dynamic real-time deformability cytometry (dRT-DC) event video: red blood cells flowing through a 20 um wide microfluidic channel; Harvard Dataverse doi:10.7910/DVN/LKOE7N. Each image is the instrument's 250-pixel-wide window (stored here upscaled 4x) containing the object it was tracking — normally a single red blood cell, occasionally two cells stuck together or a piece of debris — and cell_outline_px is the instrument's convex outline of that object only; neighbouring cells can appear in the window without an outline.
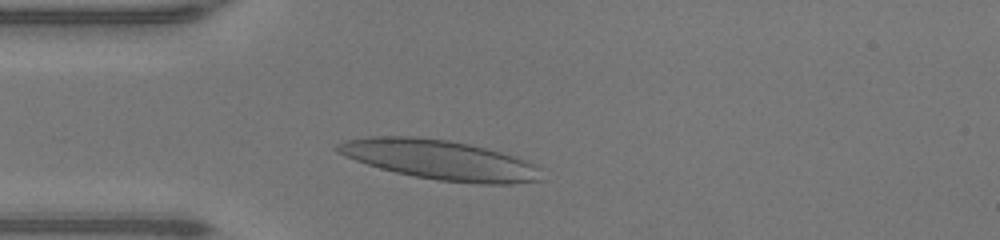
{"species": "human", "species_latin": "Homo sapiens", "temperature_condition": "warm", "stored_images_in_passage": 33, "camera_frame_rate_fps": 3000, "um_per_image_px": 0.085, "donor": {"sex": "male"}, "frame": {"image": 1, "passage_image": 6, "time_ms": 1.667, "image_size_px": [1000, 240], "cell_outline_px": [[544, 180], [512, 184], [480, 184], [436, 180], [396, 172], [380, 168], [356, 160], [336, 152], [332, 148], [336, 144], [344, 140], [368, 136], [412, 136], [448, 140], [468, 144], [500, 152], [528, 160], [536, 164], [540, 168]], "centroid_in_image_um": [37.41, 13.59], "position_along_channel_um": 47.6, "area_um2": 47.34}}
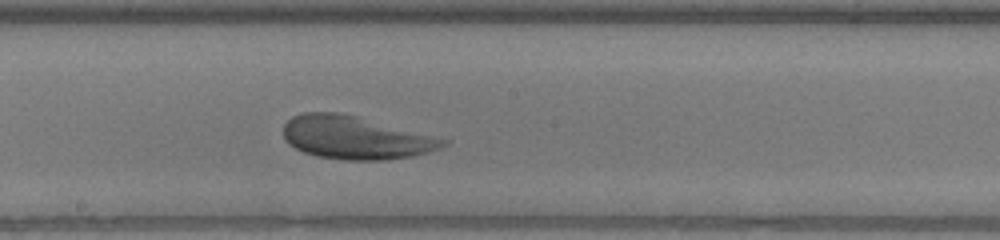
{"frame": {"image": 2, "passage_image": 19, "time_ms": 6.0, "image_size_px": [1000, 240], "cell_outline_px": [[448, 144], [440, 148], [428, 152], [412, 156], [388, 160], [344, 160], [316, 156], [304, 152], [288, 144], [284, 140], [284, 124], [292, 116], [304, 112], [336, 112], [356, 116], [448, 140]], "centroid_in_image_um": [30.17, 11.71], "position_along_channel_um": 218.0, "area_um2": 39.77}}
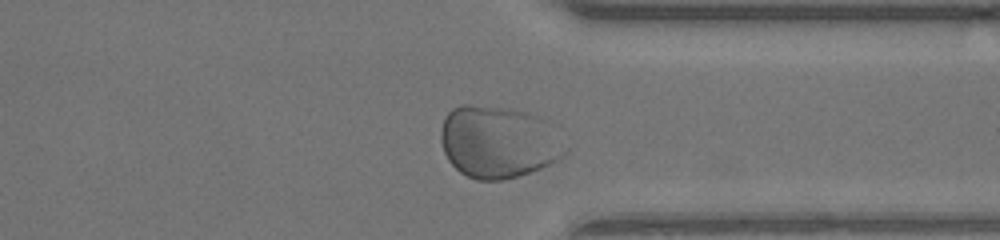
{"frame": {"image": 3, "passage_image": 30, "time_ms": 9.667, "image_size_px": [1000, 240], "cell_outline_px": [[568, 152], [564, 156], [540, 168], [504, 180], [476, 180], [460, 172], [448, 160], [444, 152], [440, 140], [440, 132], [444, 116], [452, 108], [460, 104], [468, 104], [512, 108], [548, 120], [568, 148]], "centroid_in_image_um": [42.35, 12.05], "position_along_channel_um": 369.0, "area_um2": 52.77}}